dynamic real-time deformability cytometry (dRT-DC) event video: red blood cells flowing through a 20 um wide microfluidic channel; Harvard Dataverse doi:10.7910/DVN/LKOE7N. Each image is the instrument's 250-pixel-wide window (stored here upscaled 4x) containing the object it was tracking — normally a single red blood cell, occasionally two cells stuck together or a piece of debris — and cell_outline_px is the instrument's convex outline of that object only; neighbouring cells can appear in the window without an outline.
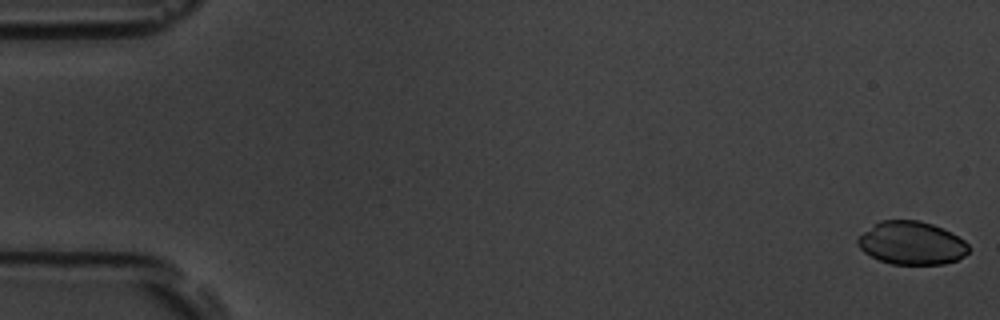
{"species": "common noctule bat (a hibernating species)", "species_latin": "Nyctalus noctula", "temperature_condition": "room temperature", "stored_images_in_passage": 57, "camera_frame_rate_fps": 3000, "um_per_image_px": 0.085, "animal": {"sex": "male", "body_mass_g": 19.5, "forearm_length_mm": 54.6}, "frame": {"image": 1, "passage_image": 1, "time_ms": 0.0, "image_size_px": [1000, 320], "cell_outline_px": [[968, 252], [964, 256], [956, 260], [944, 264], [892, 264], [880, 260], [864, 252], [856, 244], [856, 240], [864, 232], [880, 220], [920, 220], [932, 224], [952, 232], [964, 240], [968, 244]], "centroid_in_image_um": [77.5, 20.65], "position_along_channel_um": 7.5, "area_um2": 27.8}}
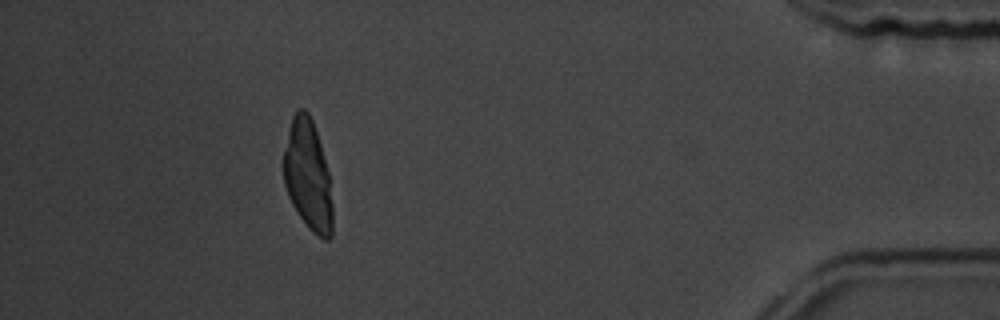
{"frame": {"image": 2, "passage_image": 52, "time_ms": 17.0, "image_size_px": [1000, 320], "cell_outline_px": [[332, 236], [328, 240], [324, 240], [312, 232], [308, 228], [292, 204], [288, 196], [284, 184], [284, 152], [288, 132], [292, 116], [296, 108], [304, 108], [308, 112], [312, 120], [320, 144], [328, 172], [332, 204]], "centroid_in_image_um": [26.17, 14.91], "position_along_channel_um": 409.0, "area_um2": 31.27}}